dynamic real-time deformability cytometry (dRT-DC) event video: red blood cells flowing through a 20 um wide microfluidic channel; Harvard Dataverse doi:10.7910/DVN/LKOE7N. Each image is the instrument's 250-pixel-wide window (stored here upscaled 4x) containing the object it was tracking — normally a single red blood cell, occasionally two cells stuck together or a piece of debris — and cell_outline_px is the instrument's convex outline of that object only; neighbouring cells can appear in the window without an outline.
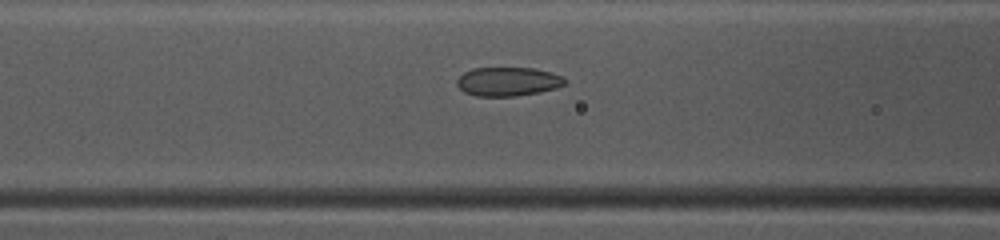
{"species": "common noctule bat (a hibernating species)", "species_latin": "Nyctalus noctula", "temperature_condition": "warm", "stored_images_in_passage": 48, "camera_frame_rate_fps": 3000, "um_per_image_px": 0.085, "animal": {"sex": "female", "body_mass_g": 10.0, "forearm_length_mm": 53.1}, "frame": {"image": 1, "passage_image": 20, "time_ms": 6.333, "image_size_px": [1000, 240], "cell_outline_px": [[568, 80], [564, 84], [556, 88], [540, 92], [516, 96], [476, 96], [464, 92], [456, 84], [456, 80], [464, 72], [472, 68], [532, 68], [564, 76]], "centroid_in_image_um": [43.17, 6.93], "position_along_channel_um": 123.4, "area_um2": 18.21}}
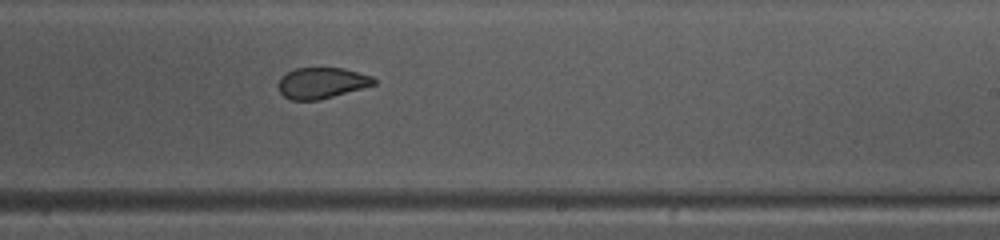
{"frame": {"image": 2, "passage_image": 30, "time_ms": 9.667, "image_size_px": [1000, 240], "cell_outline_px": [[376, 84], [320, 100], [292, 100], [284, 96], [280, 92], [280, 76], [296, 68], [344, 68], [372, 76], [376, 80]], "centroid_in_image_um": [27.36, 7.05], "position_along_channel_um": 261.6, "area_um2": 17.11}}
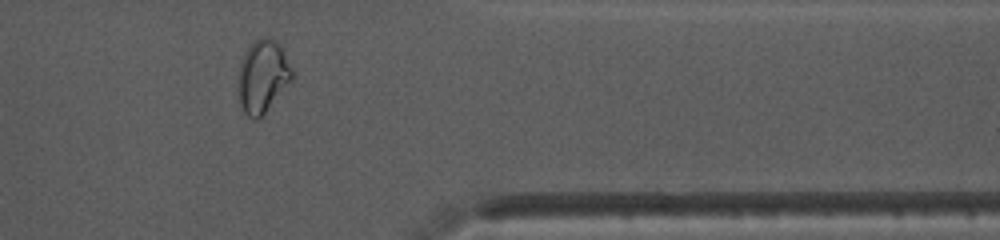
{"frame": {"image": 3, "passage_image": 40, "time_ms": 13.0, "image_size_px": [1000, 240], "cell_outline_px": [[292, 80], [264, 116], [256, 120], [248, 116], [244, 112], [240, 104], [240, 64], [244, 52], [260, 36], [268, 36], [276, 40], [280, 44], [292, 68]], "centroid_in_image_um": [22.37, 6.49], "position_along_channel_um": 389.0, "area_um2": 22.77}, "authors_computed_cell_mechanics": {"area_um2": 20.2589, "velocity_mm_per_s": 4.1419, "shape_relaxation_time_tau1_ms": 7.6148, "shape_relaxation_time_tau2_ms": 1.0246, "deformation_change_tau1": 0.1619, "deformation_change_tau2": 0.0587}}